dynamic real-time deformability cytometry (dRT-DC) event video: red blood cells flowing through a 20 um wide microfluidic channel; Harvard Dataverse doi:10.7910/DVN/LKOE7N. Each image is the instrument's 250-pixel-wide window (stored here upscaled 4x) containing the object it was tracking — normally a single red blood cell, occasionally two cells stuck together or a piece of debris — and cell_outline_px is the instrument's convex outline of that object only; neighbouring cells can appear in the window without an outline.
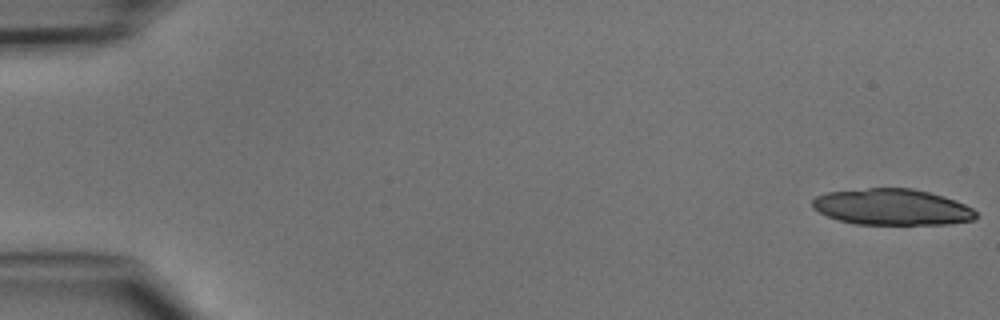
{"species": "common noctule bat (a hibernating species)", "species_latin": "Nyctalus noctula", "temperature_condition": "cold", "stored_images_in_passage": 37, "camera_frame_rate_fps": 3000, "um_per_image_px": 0.085, "animal": {"sex": "male", "body_mass_g": 15.6}, "frame": {"image": 1, "passage_image": 1, "time_ms": 0.0, "image_size_px": [1000, 320], "cell_outline_px": [[976, 216], [972, 220], [948, 224], [856, 224], [840, 220], [828, 216], [812, 208], [812, 200], [816, 196], [828, 192], [868, 188], [912, 188], [944, 196], [964, 204], [972, 208], [976, 212]], "centroid_in_image_um": [75.82, 17.59], "position_along_channel_um": 9.2, "area_um2": 34.28}}